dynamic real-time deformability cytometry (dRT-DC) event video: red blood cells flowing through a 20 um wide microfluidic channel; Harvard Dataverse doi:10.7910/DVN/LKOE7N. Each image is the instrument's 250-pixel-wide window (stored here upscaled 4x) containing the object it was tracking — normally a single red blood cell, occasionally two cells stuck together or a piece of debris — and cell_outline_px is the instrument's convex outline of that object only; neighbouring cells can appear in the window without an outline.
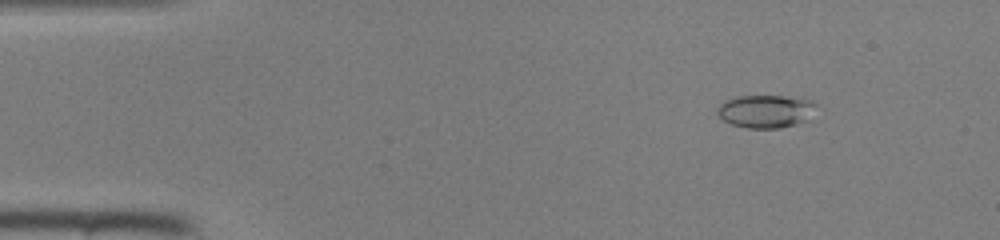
{"species": "common noctule bat (a hibernating species)", "species_latin": "Nyctalus noctula", "temperature_condition": "room temperature", "stored_images_in_passage": 44, "camera_frame_rate_fps": 3000, "um_per_image_px": 0.085, "animal": {"sex": "female", "body_mass_g": 22.0, "forearm_length_mm": 56.7}, "frame": {"image": 1, "passage_image": 3, "time_ms": 0.667, "image_size_px": [1000, 240], "cell_outline_px": [[816, 108], [808, 120], [796, 124], [780, 128], [748, 128], [732, 124], [724, 120], [716, 112], [716, 108], [724, 100], [736, 96], [784, 96], [812, 100], [816, 104]], "centroid_in_image_um": [65.09, 9.45], "position_along_channel_um": 19.9, "area_um2": 19.07}}
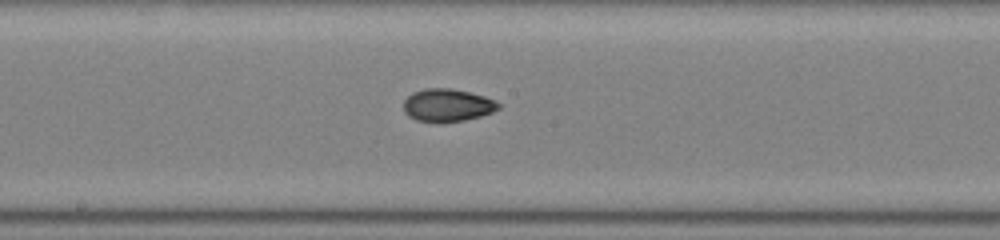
{"frame": {"image": 2, "passage_image": 22, "time_ms": 7.0, "image_size_px": [1000, 240], "cell_outline_px": [[500, 108], [492, 112], [480, 116], [464, 120], [416, 120], [408, 116], [404, 112], [404, 100], [412, 92], [424, 88], [452, 88], [484, 96], [496, 100], [500, 104]], "centroid_in_image_um": [38.03, 8.9], "position_along_channel_um": 210.2, "area_um2": 17.74}}
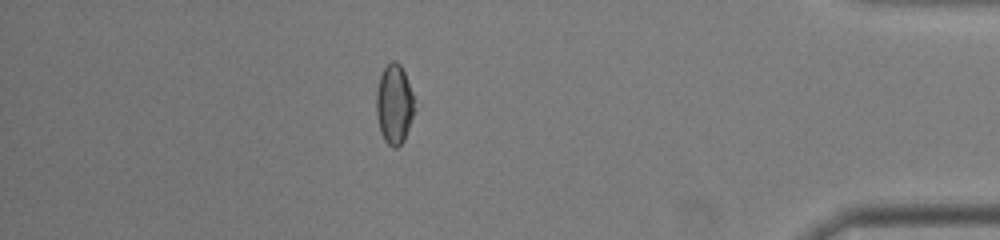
{"frame": {"image": 3, "passage_image": 38, "time_ms": 12.333, "image_size_px": [1000, 240], "cell_outline_px": [[420, 104], [404, 140], [396, 148], [392, 148], [384, 140], [380, 132], [376, 116], [376, 92], [380, 76], [384, 68], [392, 60], [396, 60], [400, 64]], "centroid_in_image_um": [33.58, 8.87], "position_along_channel_um": 401.6, "area_um2": 18.67}}